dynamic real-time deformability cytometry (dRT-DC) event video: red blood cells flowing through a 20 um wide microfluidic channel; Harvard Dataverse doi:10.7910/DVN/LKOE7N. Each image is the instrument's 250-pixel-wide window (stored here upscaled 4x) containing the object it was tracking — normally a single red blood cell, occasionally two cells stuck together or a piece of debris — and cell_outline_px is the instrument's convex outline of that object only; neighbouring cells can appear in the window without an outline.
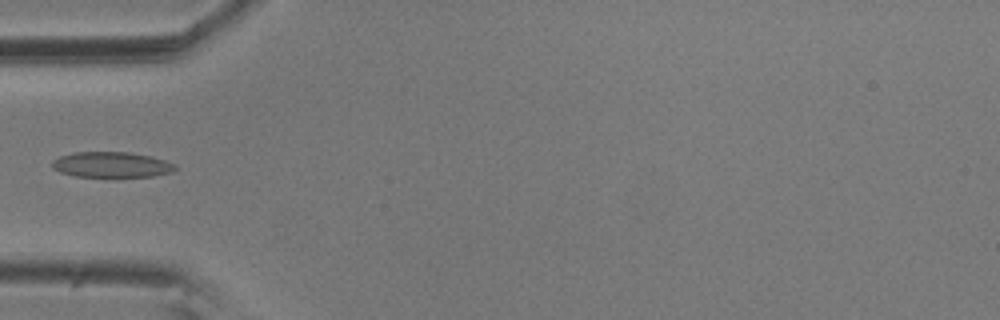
{"species": "common noctule bat (a hibernating species)", "species_latin": "Nyctalus noctula", "temperature_condition": "room temperature", "stored_images_in_passage": 8, "camera_frame_rate_fps": 3000, "um_per_image_px": 0.085, "animal": {"sex": "male", "body_mass_g": 20.5, "forearm_length_mm": 52.5}, "frame": {"image": 1, "passage_image": 5, "time_ms": 1.333, "image_size_px": [1000, 320], "cell_outline_px": [[176, 168], [172, 172], [152, 176], [76, 176], [60, 172], [52, 168], [52, 160], [60, 156], [72, 152], [128, 152], [152, 156], [176, 164]], "centroid_in_image_um": [9.47, 13.98], "position_along_channel_um": 75.5, "area_um2": 18.21}}
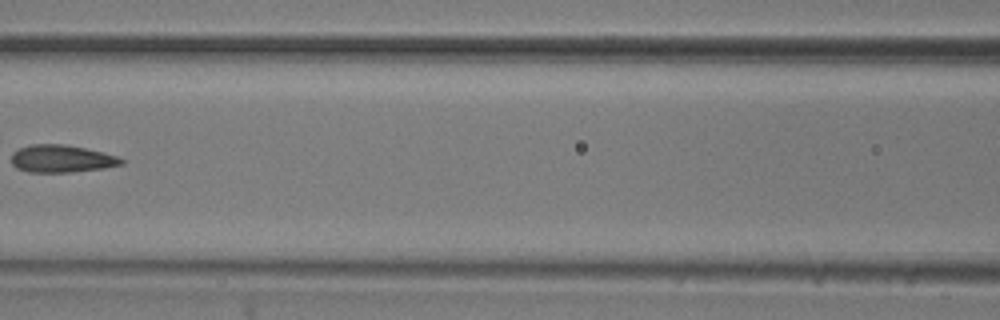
{"frame": {"image": 2, "passage_image": 7, "time_ms": 2.0, "image_size_px": [1000, 320], "cell_outline_px": [[124, 164], [104, 168], [72, 172], [28, 172], [16, 168], [12, 164], [12, 152], [20, 148], [32, 144], [64, 144], [104, 152], [116, 156], [124, 160]], "centroid_in_image_um": [5.23, 13.49], "position_along_channel_um": 161.4, "area_um2": 17.63}}
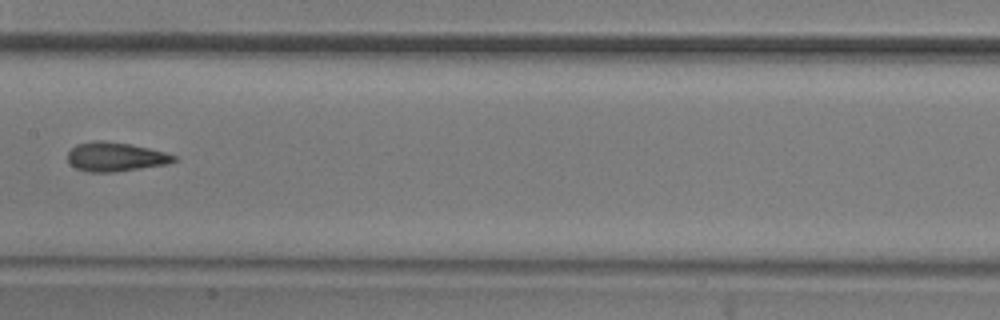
{"frame": {"image": 3, "passage_image": 8, "time_ms": 2.333, "image_size_px": [1000, 320], "cell_outline_px": [[176, 160], [168, 164], [112, 172], [88, 172], [76, 168], [68, 160], [68, 152], [76, 144], [96, 140], [104, 140], [132, 144], [164, 152], [176, 156]], "centroid_in_image_um": [9.8, 13.32], "position_along_channel_um": 197.6, "area_um2": 17.92}}